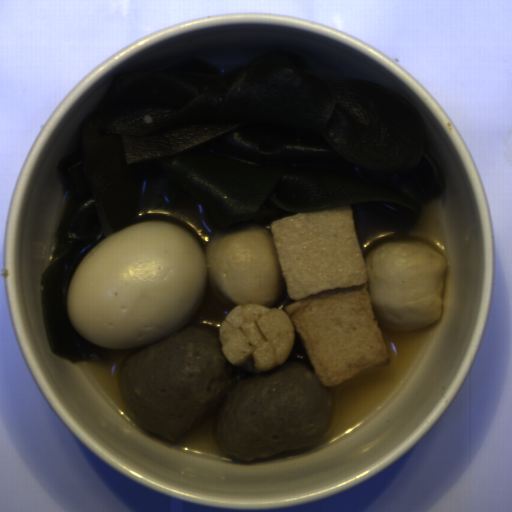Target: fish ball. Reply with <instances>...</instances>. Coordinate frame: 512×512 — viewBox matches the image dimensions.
<instances>
[{
	"instance_id": "obj_1",
	"label": "fish ball",
	"mask_w": 512,
	"mask_h": 512,
	"mask_svg": "<svg viewBox=\"0 0 512 512\" xmlns=\"http://www.w3.org/2000/svg\"><path fill=\"white\" fill-rule=\"evenodd\" d=\"M248 226L218 235L205 248L216 303L284 307L314 374L335 387L391 363L378 323L399 331L442 314L448 264L416 240L381 244L363 259L349 206ZM378 322V323H377Z\"/></svg>"
}]
</instances>
